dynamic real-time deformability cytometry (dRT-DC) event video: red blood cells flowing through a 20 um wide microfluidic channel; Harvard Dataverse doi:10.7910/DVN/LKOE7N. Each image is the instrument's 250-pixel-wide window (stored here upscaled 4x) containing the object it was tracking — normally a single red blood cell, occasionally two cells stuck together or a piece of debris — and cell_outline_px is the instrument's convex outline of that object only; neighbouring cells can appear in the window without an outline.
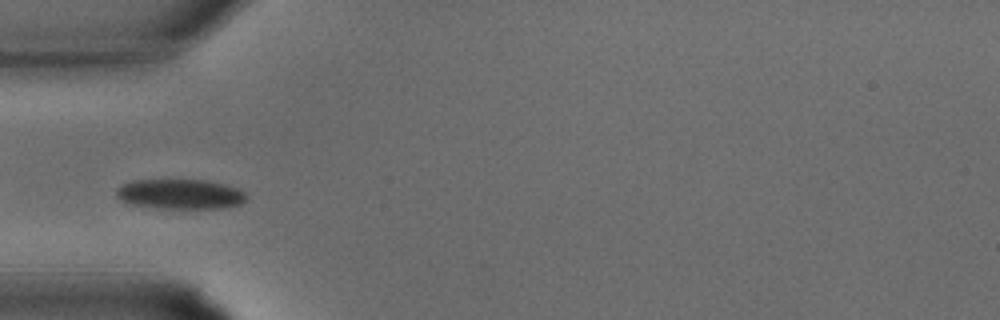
{"species": "common noctule bat (a hibernating species)", "species_latin": "Nyctalus noctula", "temperature_condition": "warm", "stored_images_in_passage": 30, "camera_frame_rate_fps": 3000, "um_per_image_px": 0.085, "animal": {"sex": "male", "body_mass_g": 15.6}, "frame": {"image": 1, "passage_image": 7, "time_ms": 2.0, "image_size_px": [1000, 320], "cell_outline_px": [[248, 196], [240, 204], [220, 208], [160, 208], [132, 204], [120, 200], [116, 196], [116, 188], [132, 180], [208, 180], [224, 184], [236, 188], [244, 192]], "centroid_in_image_um": [15.3, 16.49], "position_along_channel_um": 69.7, "area_um2": 22.54}}
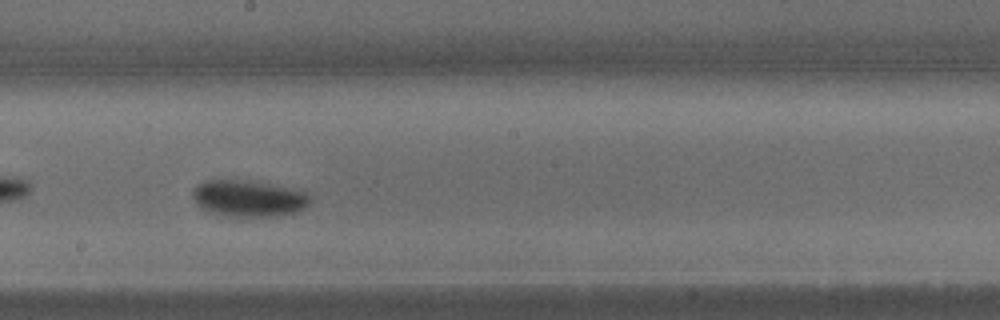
{"frame": {"image": 2, "passage_image": 15, "time_ms": 4.667, "image_size_px": [1000, 320], "cell_outline_px": [[312, 200], [304, 208], [296, 212], [272, 216], [232, 216], [216, 212], [204, 208], [192, 196], [192, 192], [204, 180], [248, 180], [296, 188], [308, 192], [312, 196]], "centroid_in_image_um": [21.25, 16.83], "position_along_channel_um": 227.0, "area_um2": 24.68}}
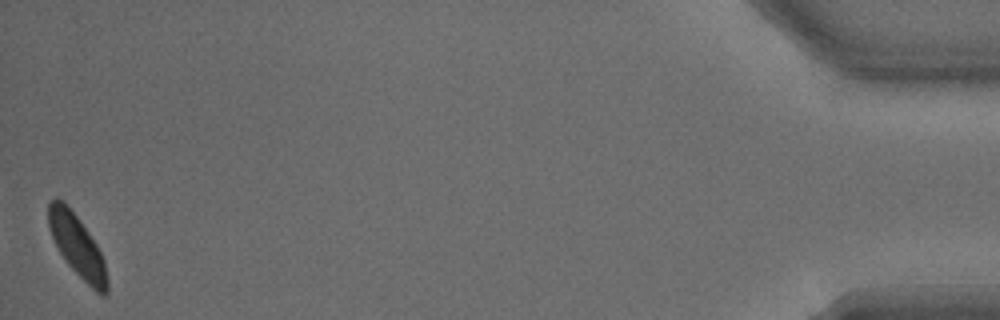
{"frame": {"image": 3, "passage_image": 30, "time_ms": 9.667, "image_size_px": [1000, 320], "cell_outline_px": [[108, 296], [100, 296], [68, 264], [60, 252], [52, 236], [48, 224], [48, 204], [56, 196], [76, 216], [88, 232], [96, 244], [104, 260], [108, 280]], "centroid_in_image_um": [6.59, 20.96], "position_along_channel_um": 428.6, "area_um2": 20.63}}